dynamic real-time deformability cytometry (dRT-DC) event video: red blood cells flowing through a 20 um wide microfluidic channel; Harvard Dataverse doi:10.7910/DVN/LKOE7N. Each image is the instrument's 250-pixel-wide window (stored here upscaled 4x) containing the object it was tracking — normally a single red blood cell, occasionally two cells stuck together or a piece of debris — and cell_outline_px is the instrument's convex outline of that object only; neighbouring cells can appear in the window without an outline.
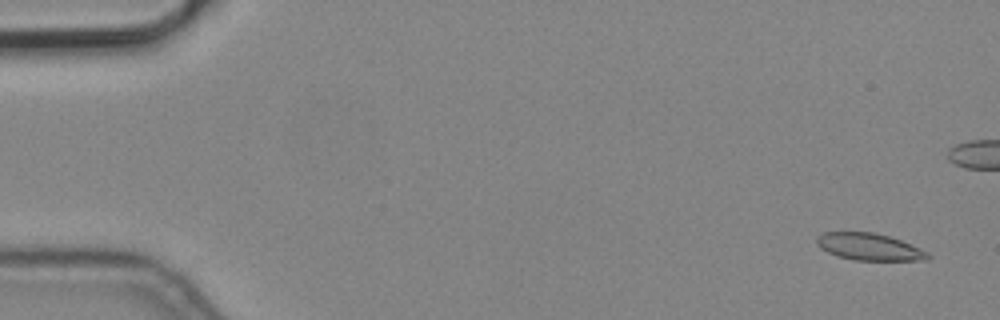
{"species": "common noctule bat (a hibernating species)", "species_latin": "Nyctalus noctula", "temperature_condition": "cold", "stored_images_in_passage": 8, "camera_frame_rate_fps": 3000, "um_per_image_px": 0.085, "animal": {"sex": "male", "body_mass_g": 19.2, "forearm_length_mm": 51.8}, "frame": {"image": 1, "passage_image": 1, "time_ms": 0.0, "image_size_px": [1000, 320], "cell_outline_px": [[932, 256], [928, 260], [856, 260], [836, 256], [820, 248], [816, 244], [816, 236], [824, 232], [872, 232], [888, 236], [900, 240], [928, 252]], "centroid_in_image_um": [73.86, 20.98], "position_along_channel_um": 11.1, "area_um2": 17.46}}
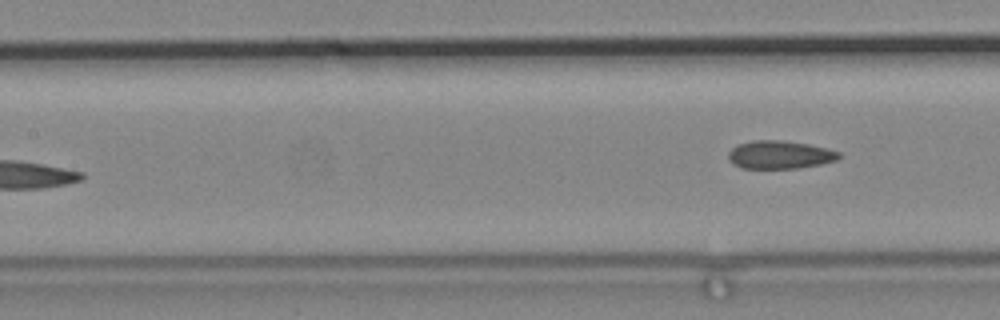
{"frame": {"image": 2, "passage_image": 8, "time_ms": 2.333, "image_size_px": [1000, 320], "cell_outline_px": [[840, 156], [836, 160], [820, 164], [796, 168], [740, 168], [732, 164], [728, 160], [728, 152], [736, 144], [752, 140], [784, 140], [808, 144], [828, 148], [840, 152]], "centroid_in_image_um": [66.24, 13.14], "position_along_channel_um": 141.2, "area_um2": 18.26}}